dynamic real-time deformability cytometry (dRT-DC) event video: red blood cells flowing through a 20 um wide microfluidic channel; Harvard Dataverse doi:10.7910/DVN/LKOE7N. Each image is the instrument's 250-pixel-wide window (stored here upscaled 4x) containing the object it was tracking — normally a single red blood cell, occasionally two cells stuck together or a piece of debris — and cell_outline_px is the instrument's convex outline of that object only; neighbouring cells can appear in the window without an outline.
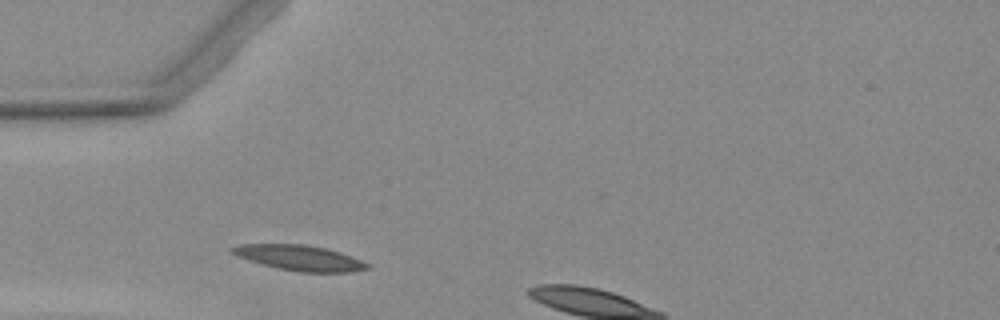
{"species": "Egyptian fruit bat (a non-hibernating species)", "species_latin": "Rousettus aegyptiacus", "temperature_condition": "warm", "stored_images_in_passage": 3, "camera_frame_rate_fps": 3000, "um_per_image_px": 0.085, "animal": {"sex": "female"}, "frame": {"image": 1, "passage_image": 2, "time_ms": 1.0, "image_size_px": [1000, 320], "cell_outline_px": [[372, 268], [352, 272], [300, 272], [276, 268], [236, 256], [228, 252], [228, 248], [240, 244], [304, 244], [324, 248], [360, 260], [368, 264]], "centroid_in_image_um": [25.39, 21.92], "position_along_channel_um": 59.6, "area_um2": 19.83}}